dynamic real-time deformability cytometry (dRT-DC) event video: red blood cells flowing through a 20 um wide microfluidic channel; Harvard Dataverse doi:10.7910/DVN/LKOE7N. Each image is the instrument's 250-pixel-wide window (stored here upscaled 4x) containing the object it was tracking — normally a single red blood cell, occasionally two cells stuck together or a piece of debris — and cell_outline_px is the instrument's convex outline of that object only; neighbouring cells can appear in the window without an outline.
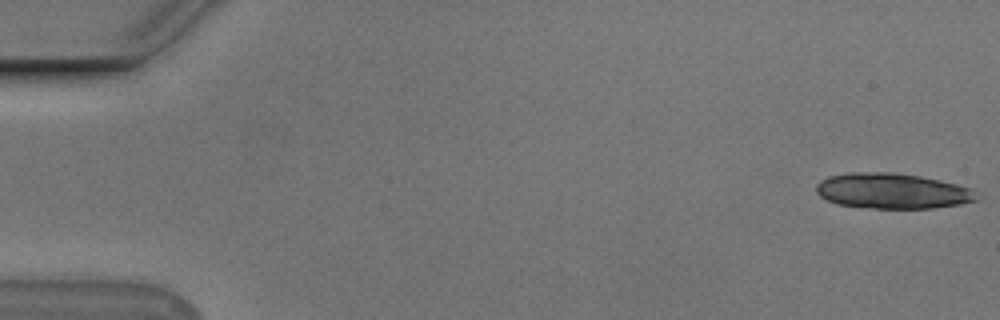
{"species": "Egyptian fruit bat (a non-hibernating species)", "species_latin": "Rousettus aegyptiacus", "temperature_condition": "cold", "stored_images_in_passage": 3, "camera_frame_rate_fps": 3000, "um_per_image_px": 0.085, "animal": {"sex": "male"}, "frame": {"image": 1, "passage_image": 1, "time_ms": 0.0, "image_size_px": [1000, 320], "cell_outline_px": [[976, 200], [960, 204], [932, 208], [876, 208], [836, 204], [820, 196], [816, 192], [816, 184], [820, 180], [828, 176], [848, 172], [892, 172], [920, 176], [940, 180], [972, 188]], "centroid_in_image_um": [75.79, 16.22], "position_along_channel_um": 9.2, "area_um2": 33.0}}